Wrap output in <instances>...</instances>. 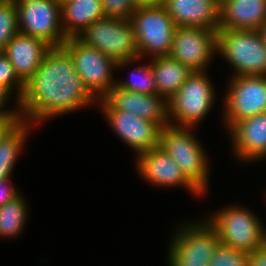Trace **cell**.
<instances>
[{"mask_svg":"<svg viewBox=\"0 0 266 266\" xmlns=\"http://www.w3.org/2000/svg\"><path fill=\"white\" fill-rule=\"evenodd\" d=\"M219 4H221L224 0H216Z\"/></svg>","mask_w":266,"mask_h":266,"instance_id":"38","label":"cell"},{"mask_svg":"<svg viewBox=\"0 0 266 266\" xmlns=\"http://www.w3.org/2000/svg\"><path fill=\"white\" fill-rule=\"evenodd\" d=\"M106 17L130 19L138 8L136 0H101Z\"/></svg>","mask_w":266,"mask_h":266,"instance_id":"28","label":"cell"},{"mask_svg":"<svg viewBox=\"0 0 266 266\" xmlns=\"http://www.w3.org/2000/svg\"><path fill=\"white\" fill-rule=\"evenodd\" d=\"M229 132L237 158L248 162L266 157V112L236 122Z\"/></svg>","mask_w":266,"mask_h":266,"instance_id":"18","label":"cell"},{"mask_svg":"<svg viewBox=\"0 0 266 266\" xmlns=\"http://www.w3.org/2000/svg\"><path fill=\"white\" fill-rule=\"evenodd\" d=\"M247 266H266V247L258 248L249 253Z\"/></svg>","mask_w":266,"mask_h":266,"instance_id":"31","label":"cell"},{"mask_svg":"<svg viewBox=\"0 0 266 266\" xmlns=\"http://www.w3.org/2000/svg\"><path fill=\"white\" fill-rule=\"evenodd\" d=\"M60 5L70 1V0H56Z\"/></svg>","mask_w":266,"mask_h":266,"instance_id":"36","label":"cell"},{"mask_svg":"<svg viewBox=\"0 0 266 266\" xmlns=\"http://www.w3.org/2000/svg\"><path fill=\"white\" fill-rule=\"evenodd\" d=\"M30 123L21 120L0 140V165H14L24 146Z\"/></svg>","mask_w":266,"mask_h":266,"instance_id":"23","label":"cell"},{"mask_svg":"<svg viewBox=\"0 0 266 266\" xmlns=\"http://www.w3.org/2000/svg\"><path fill=\"white\" fill-rule=\"evenodd\" d=\"M190 129L172 125L163 127L159 146L173 158L185 177L203 194L208 186V161Z\"/></svg>","mask_w":266,"mask_h":266,"instance_id":"4","label":"cell"},{"mask_svg":"<svg viewBox=\"0 0 266 266\" xmlns=\"http://www.w3.org/2000/svg\"><path fill=\"white\" fill-rule=\"evenodd\" d=\"M224 103L227 130L236 122L266 112V76H233Z\"/></svg>","mask_w":266,"mask_h":266,"instance_id":"11","label":"cell"},{"mask_svg":"<svg viewBox=\"0 0 266 266\" xmlns=\"http://www.w3.org/2000/svg\"><path fill=\"white\" fill-rule=\"evenodd\" d=\"M218 30L176 27L169 56L192 72H203L217 52Z\"/></svg>","mask_w":266,"mask_h":266,"instance_id":"12","label":"cell"},{"mask_svg":"<svg viewBox=\"0 0 266 266\" xmlns=\"http://www.w3.org/2000/svg\"><path fill=\"white\" fill-rule=\"evenodd\" d=\"M174 235L169 248L170 266H209L220 241L208 221L184 223Z\"/></svg>","mask_w":266,"mask_h":266,"instance_id":"9","label":"cell"},{"mask_svg":"<svg viewBox=\"0 0 266 266\" xmlns=\"http://www.w3.org/2000/svg\"><path fill=\"white\" fill-rule=\"evenodd\" d=\"M102 111L114 132L138 154L159 146L161 128L156 123L122 110Z\"/></svg>","mask_w":266,"mask_h":266,"instance_id":"14","label":"cell"},{"mask_svg":"<svg viewBox=\"0 0 266 266\" xmlns=\"http://www.w3.org/2000/svg\"><path fill=\"white\" fill-rule=\"evenodd\" d=\"M0 86L11 95L14 87H17L14 90H18L17 99L18 103L22 98L25 84L18 78L15 73V70L10 62V60L5 56L3 52H0Z\"/></svg>","mask_w":266,"mask_h":266,"instance_id":"27","label":"cell"},{"mask_svg":"<svg viewBox=\"0 0 266 266\" xmlns=\"http://www.w3.org/2000/svg\"><path fill=\"white\" fill-rule=\"evenodd\" d=\"M77 38L114 59L117 68L139 59L135 32L129 19L105 17L94 21Z\"/></svg>","mask_w":266,"mask_h":266,"instance_id":"2","label":"cell"},{"mask_svg":"<svg viewBox=\"0 0 266 266\" xmlns=\"http://www.w3.org/2000/svg\"><path fill=\"white\" fill-rule=\"evenodd\" d=\"M14 165H0V180L10 178Z\"/></svg>","mask_w":266,"mask_h":266,"instance_id":"34","label":"cell"},{"mask_svg":"<svg viewBox=\"0 0 266 266\" xmlns=\"http://www.w3.org/2000/svg\"><path fill=\"white\" fill-rule=\"evenodd\" d=\"M147 64L146 66L142 65L141 67L137 68L136 74L133 72L131 73V78L134 79L125 82L120 81V83L117 82L116 85L119 88L131 92H137L142 94H157L155 78L151 69V64L150 62Z\"/></svg>","mask_w":266,"mask_h":266,"instance_id":"25","label":"cell"},{"mask_svg":"<svg viewBox=\"0 0 266 266\" xmlns=\"http://www.w3.org/2000/svg\"><path fill=\"white\" fill-rule=\"evenodd\" d=\"M138 155L139 174L152 185L184 186L196 195L202 193L185 177L178 164L160 146Z\"/></svg>","mask_w":266,"mask_h":266,"instance_id":"15","label":"cell"},{"mask_svg":"<svg viewBox=\"0 0 266 266\" xmlns=\"http://www.w3.org/2000/svg\"><path fill=\"white\" fill-rule=\"evenodd\" d=\"M217 52L234 67V76H266V44L258 30L219 29Z\"/></svg>","mask_w":266,"mask_h":266,"instance_id":"3","label":"cell"},{"mask_svg":"<svg viewBox=\"0 0 266 266\" xmlns=\"http://www.w3.org/2000/svg\"><path fill=\"white\" fill-rule=\"evenodd\" d=\"M62 47L72 58L85 88L97 101L116 85L112 77V70L117 68L114 59L89 47L77 37H68Z\"/></svg>","mask_w":266,"mask_h":266,"instance_id":"8","label":"cell"},{"mask_svg":"<svg viewBox=\"0 0 266 266\" xmlns=\"http://www.w3.org/2000/svg\"><path fill=\"white\" fill-rule=\"evenodd\" d=\"M105 17L101 0H70L61 5V26L67 38L78 37L94 21Z\"/></svg>","mask_w":266,"mask_h":266,"instance_id":"20","label":"cell"},{"mask_svg":"<svg viewBox=\"0 0 266 266\" xmlns=\"http://www.w3.org/2000/svg\"><path fill=\"white\" fill-rule=\"evenodd\" d=\"M220 243L247 253L264 246L265 229L259 219L247 209L228 206L208 220Z\"/></svg>","mask_w":266,"mask_h":266,"instance_id":"6","label":"cell"},{"mask_svg":"<svg viewBox=\"0 0 266 266\" xmlns=\"http://www.w3.org/2000/svg\"><path fill=\"white\" fill-rule=\"evenodd\" d=\"M264 246L266 247V230H265V235H264Z\"/></svg>","mask_w":266,"mask_h":266,"instance_id":"37","label":"cell"},{"mask_svg":"<svg viewBox=\"0 0 266 266\" xmlns=\"http://www.w3.org/2000/svg\"><path fill=\"white\" fill-rule=\"evenodd\" d=\"M130 22L135 32L139 59L145 54L151 58L169 56L176 25L164 6L138 7Z\"/></svg>","mask_w":266,"mask_h":266,"instance_id":"7","label":"cell"},{"mask_svg":"<svg viewBox=\"0 0 266 266\" xmlns=\"http://www.w3.org/2000/svg\"><path fill=\"white\" fill-rule=\"evenodd\" d=\"M166 0H136L138 7L164 6Z\"/></svg>","mask_w":266,"mask_h":266,"instance_id":"33","label":"cell"},{"mask_svg":"<svg viewBox=\"0 0 266 266\" xmlns=\"http://www.w3.org/2000/svg\"><path fill=\"white\" fill-rule=\"evenodd\" d=\"M264 43L266 44V21L261 25V27L258 29Z\"/></svg>","mask_w":266,"mask_h":266,"instance_id":"35","label":"cell"},{"mask_svg":"<svg viewBox=\"0 0 266 266\" xmlns=\"http://www.w3.org/2000/svg\"><path fill=\"white\" fill-rule=\"evenodd\" d=\"M249 253L219 243L209 266H247Z\"/></svg>","mask_w":266,"mask_h":266,"instance_id":"26","label":"cell"},{"mask_svg":"<svg viewBox=\"0 0 266 266\" xmlns=\"http://www.w3.org/2000/svg\"><path fill=\"white\" fill-rule=\"evenodd\" d=\"M51 48L41 39L18 32L2 52L10 60L18 78L25 84L38 70Z\"/></svg>","mask_w":266,"mask_h":266,"instance_id":"16","label":"cell"},{"mask_svg":"<svg viewBox=\"0 0 266 266\" xmlns=\"http://www.w3.org/2000/svg\"><path fill=\"white\" fill-rule=\"evenodd\" d=\"M10 97V95L0 86V113L4 112H11V113H19L17 110L11 111L6 110L4 111V106L6 105V101Z\"/></svg>","mask_w":266,"mask_h":266,"instance_id":"32","label":"cell"},{"mask_svg":"<svg viewBox=\"0 0 266 266\" xmlns=\"http://www.w3.org/2000/svg\"><path fill=\"white\" fill-rule=\"evenodd\" d=\"M157 94L168 101L184 84L192 71L170 56L151 58Z\"/></svg>","mask_w":266,"mask_h":266,"instance_id":"21","label":"cell"},{"mask_svg":"<svg viewBox=\"0 0 266 266\" xmlns=\"http://www.w3.org/2000/svg\"><path fill=\"white\" fill-rule=\"evenodd\" d=\"M212 86L205 71L192 72L167 101L169 125L194 128L209 113L213 105L215 93ZM172 119L177 123H173Z\"/></svg>","mask_w":266,"mask_h":266,"instance_id":"5","label":"cell"},{"mask_svg":"<svg viewBox=\"0 0 266 266\" xmlns=\"http://www.w3.org/2000/svg\"><path fill=\"white\" fill-rule=\"evenodd\" d=\"M9 182V178L0 180V207L20 194Z\"/></svg>","mask_w":266,"mask_h":266,"instance_id":"30","label":"cell"},{"mask_svg":"<svg viewBox=\"0 0 266 266\" xmlns=\"http://www.w3.org/2000/svg\"><path fill=\"white\" fill-rule=\"evenodd\" d=\"M95 101L68 52L63 47H52L38 70L25 83L22 98L17 104L21 120L33 125Z\"/></svg>","mask_w":266,"mask_h":266,"instance_id":"1","label":"cell"},{"mask_svg":"<svg viewBox=\"0 0 266 266\" xmlns=\"http://www.w3.org/2000/svg\"><path fill=\"white\" fill-rule=\"evenodd\" d=\"M18 12V31L62 47L66 41L61 26V5L56 0H14Z\"/></svg>","mask_w":266,"mask_h":266,"instance_id":"10","label":"cell"},{"mask_svg":"<svg viewBox=\"0 0 266 266\" xmlns=\"http://www.w3.org/2000/svg\"><path fill=\"white\" fill-rule=\"evenodd\" d=\"M18 32V12L15 1L0 0V52Z\"/></svg>","mask_w":266,"mask_h":266,"instance_id":"24","label":"cell"},{"mask_svg":"<svg viewBox=\"0 0 266 266\" xmlns=\"http://www.w3.org/2000/svg\"><path fill=\"white\" fill-rule=\"evenodd\" d=\"M266 21V0H224L219 29L258 30Z\"/></svg>","mask_w":266,"mask_h":266,"instance_id":"19","label":"cell"},{"mask_svg":"<svg viewBox=\"0 0 266 266\" xmlns=\"http://www.w3.org/2000/svg\"><path fill=\"white\" fill-rule=\"evenodd\" d=\"M26 202L19 194L0 207V236L14 237L21 233L27 217Z\"/></svg>","mask_w":266,"mask_h":266,"instance_id":"22","label":"cell"},{"mask_svg":"<svg viewBox=\"0 0 266 266\" xmlns=\"http://www.w3.org/2000/svg\"><path fill=\"white\" fill-rule=\"evenodd\" d=\"M101 109H117L135 114L156 123L161 129L168 126L167 101L158 94H142L112 87L98 101Z\"/></svg>","mask_w":266,"mask_h":266,"instance_id":"13","label":"cell"},{"mask_svg":"<svg viewBox=\"0 0 266 266\" xmlns=\"http://www.w3.org/2000/svg\"><path fill=\"white\" fill-rule=\"evenodd\" d=\"M21 121L19 113H0V140Z\"/></svg>","mask_w":266,"mask_h":266,"instance_id":"29","label":"cell"},{"mask_svg":"<svg viewBox=\"0 0 266 266\" xmlns=\"http://www.w3.org/2000/svg\"><path fill=\"white\" fill-rule=\"evenodd\" d=\"M164 7L177 27L219 30L220 4L216 0H166Z\"/></svg>","mask_w":266,"mask_h":266,"instance_id":"17","label":"cell"}]
</instances>
